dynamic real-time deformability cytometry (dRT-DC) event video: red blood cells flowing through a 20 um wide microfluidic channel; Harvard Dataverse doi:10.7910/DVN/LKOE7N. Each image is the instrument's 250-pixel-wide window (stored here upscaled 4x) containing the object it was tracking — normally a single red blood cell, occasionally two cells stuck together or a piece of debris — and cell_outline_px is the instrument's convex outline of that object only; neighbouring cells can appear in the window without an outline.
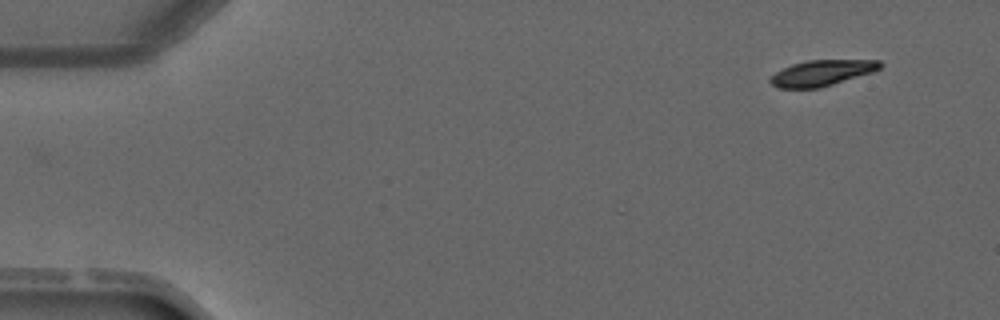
{"species": "common noctule bat (a hibernating species)", "species_latin": "Nyctalus noctula", "temperature_condition": "warm", "stored_images_in_passage": 2, "camera_frame_rate_fps": 3000, "um_per_image_px": 0.085, "animal": {"sex": "male", "forearm_length_mm": 52.5}, "frame": {"image": 1, "passage_image": 2, "time_ms": 1.333, "image_size_px": [1000, 320], "cell_outline_px": [[884, 64], [880, 68], [872, 72], [820, 88], [780, 88], [772, 84], [768, 80], [776, 72], [792, 64], [808, 60], [880, 60]], "centroid_in_image_um": [69.87, 6.19], "position_along_channel_um": 15.1, "area_um2": 16.36}}